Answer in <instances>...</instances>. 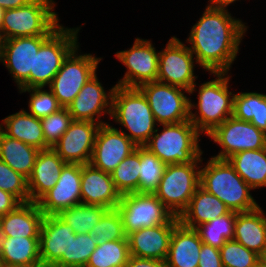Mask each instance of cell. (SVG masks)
Segmentation results:
<instances>
[{"mask_svg":"<svg viewBox=\"0 0 266 267\" xmlns=\"http://www.w3.org/2000/svg\"><path fill=\"white\" fill-rule=\"evenodd\" d=\"M246 30L227 9L207 6L186 41L192 45L188 48L199 66L210 73H228Z\"/></svg>","mask_w":266,"mask_h":267,"instance_id":"cell-1","label":"cell"},{"mask_svg":"<svg viewBox=\"0 0 266 267\" xmlns=\"http://www.w3.org/2000/svg\"><path fill=\"white\" fill-rule=\"evenodd\" d=\"M200 186L220 199L230 211L249 212L259 207L250 194L252 188L228 160L211 157L200 169Z\"/></svg>","mask_w":266,"mask_h":267,"instance_id":"cell-2","label":"cell"},{"mask_svg":"<svg viewBox=\"0 0 266 267\" xmlns=\"http://www.w3.org/2000/svg\"><path fill=\"white\" fill-rule=\"evenodd\" d=\"M110 117L130 132L122 131L138 147H143L156 131L150 105L138 88L115 85Z\"/></svg>","mask_w":266,"mask_h":267,"instance_id":"cell-3","label":"cell"},{"mask_svg":"<svg viewBox=\"0 0 266 267\" xmlns=\"http://www.w3.org/2000/svg\"><path fill=\"white\" fill-rule=\"evenodd\" d=\"M162 126L163 131L158 133L159 129H156L144 148L165 165L191 163L201 158L203 151L198 143L201 133L190 120Z\"/></svg>","mask_w":266,"mask_h":267,"instance_id":"cell-4","label":"cell"},{"mask_svg":"<svg viewBox=\"0 0 266 267\" xmlns=\"http://www.w3.org/2000/svg\"><path fill=\"white\" fill-rule=\"evenodd\" d=\"M217 78L201 84L198 91V104L195 106L190 100L189 120L196 129L208 135L227 118L233 115L234 96L228 90V73H212ZM227 76V77H226ZM198 109V113L192 109ZM197 115V116H196Z\"/></svg>","mask_w":266,"mask_h":267,"instance_id":"cell-5","label":"cell"},{"mask_svg":"<svg viewBox=\"0 0 266 267\" xmlns=\"http://www.w3.org/2000/svg\"><path fill=\"white\" fill-rule=\"evenodd\" d=\"M53 0H32L5 11L1 32L4 40L16 37L50 36L60 24Z\"/></svg>","mask_w":266,"mask_h":267,"instance_id":"cell-6","label":"cell"},{"mask_svg":"<svg viewBox=\"0 0 266 267\" xmlns=\"http://www.w3.org/2000/svg\"><path fill=\"white\" fill-rule=\"evenodd\" d=\"M201 158L191 163L169 164L165 166L163 175L154 195L179 217L188 207L190 199L200 186Z\"/></svg>","mask_w":266,"mask_h":267,"instance_id":"cell-7","label":"cell"},{"mask_svg":"<svg viewBox=\"0 0 266 267\" xmlns=\"http://www.w3.org/2000/svg\"><path fill=\"white\" fill-rule=\"evenodd\" d=\"M79 28L59 26L35 52L34 73L29 75V88L49 86L66 57L78 47Z\"/></svg>","mask_w":266,"mask_h":267,"instance_id":"cell-8","label":"cell"},{"mask_svg":"<svg viewBox=\"0 0 266 267\" xmlns=\"http://www.w3.org/2000/svg\"><path fill=\"white\" fill-rule=\"evenodd\" d=\"M120 213L125 234L166 224L174 215L153 193L121 195L116 207Z\"/></svg>","mask_w":266,"mask_h":267,"instance_id":"cell-9","label":"cell"},{"mask_svg":"<svg viewBox=\"0 0 266 267\" xmlns=\"http://www.w3.org/2000/svg\"><path fill=\"white\" fill-rule=\"evenodd\" d=\"M76 47L64 60L62 67L54 76L49 89L63 108L74 100L82 87L94 75L102 58L92 54L77 55Z\"/></svg>","mask_w":266,"mask_h":267,"instance_id":"cell-10","label":"cell"},{"mask_svg":"<svg viewBox=\"0 0 266 267\" xmlns=\"http://www.w3.org/2000/svg\"><path fill=\"white\" fill-rule=\"evenodd\" d=\"M138 89L146 97L153 116L160 125L189 120L190 99L184 93L190 92L186 89L159 81L144 83Z\"/></svg>","mask_w":266,"mask_h":267,"instance_id":"cell-11","label":"cell"},{"mask_svg":"<svg viewBox=\"0 0 266 267\" xmlns=\"http://www.w3.org/2000/svg\"><path fill=\"white\" fill-rule=\"evenodd\" d=\"M194 55L183 42L172 37L159 52L156 81L181 87L192 94L195 91Z\"/></svg>","mask_w":266,"mask_h":267,"instance_id":"cell-12","label":"cell"},{"mask_svg":"<svg viewBox=\"0 0 266 267\" xmlns=\"http://www.w3.org/2000/svg\"><path fill=\"white\" fill-rule=\"evenodd\" d=\"M221 146L213 158L227 160L233 154L244 150L266 148V134L254 124L229 117L207 135Z\"/></svg>","mask_w":266,"mask_h":267,"instance_id":"cell-13","label":"cell"},{"mask_svg":"<svg viewBox=\"0 0 266 267\" xmlns=\"http://www.w3.org/2000/svg\"><path fill=\"white\" fill-rule=\"evenodd\" d=\"M115 57L127 67L117 86L138 88L144 83L156 81L159 52H156L151 41L136 38L129 50L117 52Z\"/></svg>","mask_w":266,"mask_h":267,"instance_id":"cell-14","label":"cell"},{"mask_svg":"<svg viewBox=\"0 0 266 267\" xmlns=\"http://www.w3.org/2000/svg\"><path fill=\"white\" fill-rule=\"evenodd\" d=\"M73 228L58 215H44L39 234L42 267H68Z\"/></svg>","mask_w":266,"mask_h":267,"instance_id":"cell-15","label":"cell"},{"mask_svg":"<svg viewBox=\"0 0 266 267\" xmlns=\"http://www.w3.org/2000/svg\"><path fill=\"white\" fill-rule=\"evenodd\" d=\"M137 147L121 130L102 124L95 137L90 164L110 174Z\"/></svg>","mask_w":266,"mask_h":267,"instance_id":"cell-16","label":"cell"},{"mask_svg":"<svg viewBox=\"0 0 266 267\" xmlns=\"http://www.w3.org/2000/svg\"><path fill=\"white\" fill-rule=\"evenodd\" d=\"M49 36L16 37L4 40L1 62L7 67L19 89L29 88L34 73L35 52Z\"/></svg>","mask_w":266,"mask_h":267,"instance_id":"cell-17","label":"cell"},{"mask_svg":"<svg viewBox=\"0 0 266 267\" xmlns=\"http://www.w3.org/2000/svg\"><path fill=\"white\" fill-rule=\"evenodd\" d=\"M100 124L73 120L52 149L70 164H89Z\"/></svg>","mask_w":266,"mask_h":267,"instance_id":"cell-18","label":"cell"},{"mask_svg":"<svg viewBox=\"0 0 266 267\" xmlns=\"http://www.w3.org/2000/svg\"><path fill=\"white\" fill-rule=\"evenodd\" d=\"M81 168L82 164L64 166L54 187L37 201L44 215H58L81 203Z\"/></svg>","mask_w":266,"mask_h":267,"instance_id":"cell-19","label":"cell"},{"mask_svg":"<svg viewBox=\"0 0 266 267\" xmlns=\"http://www.w3.org/2000/svg\"><path fill=\"white\" fill-rule=\"evenodd\" d=\"M114 89L115 86L106 94L104 87L98 81L97 74L94 75L67 106L69 114L73 120L97 122L100 125L106 124V122L99 121V119L105 113L111 116Z\"/></svg>","mask_w":266,"mask_h":267,"instance_id":"cell-20","label":"cell"},{"mask_svg":"<svg viewBox=\"0 0 266 267\" xmlns=\"http://www.w3.org/2000/svg\"><path fill=\"white\" fill-rule=\"evenodd\" d=\"M179 223V218L174 216L166 224L131 232L127 235L130 255L165 262L173 229Z\"/></svg>","mask_w":266,"mask_h":267,"instance_id":"cell-21","label":"cell"},{"mask_svg":"<svg viewBox=\"0 0 266 267\" xmlns=\"http://www.w3.org/2000/svg\"><path fill=\"white\" fill-rule=\"evenodd\" d=\"M81 203L116 209L121 194L115 188L109 173L93 167L90 163L81 168Z\"/></svg>","mask_w":266,"mask_h":267,"instance_id":"cell-22","label":"cell"},{"mask_svg":"<svg viewBox=\"0 0 266 267\" xmlns=\"http://www.w3.org/2000/svg\"><path fill=\"white\" fill-rule=\"evenodd\" d=\"M66 164L52 148L39 151L28 178L30 202H37L54 187Z\"/></svg>","mask_w":266,"mask_h":267,"instance_id":"cell-23","label":"cell"},{"mask_svg":"<svg viewBox=\"0 0 266 267\" xmlns=\"http://www.w3.org/2000/svg\"><path fill=\"white\" fill-rule=\"evenodd\" d=\"M202 243L195 229L179 223L172 232L166 267H198Z\"/></svg>","mask_w":266,"mask_h":267,"instance_id":"cell-24","label":"cell"},{"mask_svg":"<svg viewBox=\"0 0 266 267\" xmlns=\"http://www.w3.org/2000/svg\"><path fill=\"white\" fill-rule=\"evenodd\" d=\"M234 240L262 256L266 249V217L260 206L249 212H236Z\"/></svg>","mask_w":266,"mask_h":267,"instance_id":"cell-25","label":"cell"},{"mask_svg":"<svg viewBox=\"0 0 266 267\" xmlns=\"http://www.w3.org/2000/svg\"><path fill=\"white\" fill-rule=\"evenodd\" d=\"M43 217L37 202L21 203L0 216V227L7 237H39Z\"/></svg>","mask_w":266,"mask_h":267,"instance_id":"cell-26","label":"cell"},{"mask_svg":"<svg viewBox=\"0 0 266 267\" xmlns=\"http://www.w3.org/2000/svg\"><path fill=\"white\" fill-rule=\"evenodd\" d=\"M230 209L216 196L199 186L188 207L178 217L179 222L188 228L195 229L219 216L228 214Z\"/></svg>","mask_w":266,"mask_h":267,"instance_id":"cell-27","label":"cell"},{"mask_svg":"<svg viewBox=\"0 0 266 267\" xmlns=\"http://www.w3.org/2000/svg\"><path fill=\"white\" fill-rule=\"evenodd\" d=\"M0 130L5 135L39 150L49 149L44 140L41 119L29 114L28 111L21 110L5 117L0 124Z\"/></svg>","mask_w":266,"mask_h":267,"instance_id":"cell-28","label":"cell"},{"mask_svg":"<svg viewBox=\"0 0 266 267\" xmlns=\"http://www.w3.org/2000/svg\"><path fill=\"white\" fill-rule=\"evenodd\" d=\"M39 149L5 135L0 130V159L27 179L31 176Z\"/></svg>","mask_w":266,"mask_h":267,"instance_id":"cell-29","label":"cell"},{"mask_svg":"<svg viewBox=\"0 0 266 267\" xmlns=\"http://www.w3.org/2000/svg\"><path fill=\"white\" fill-rule=\"evenodd\" d=\"M227 160L252 189L266 187V148L240 151Z\"/></svg>","mask_w":266,"mask_h":267,"instance_id":"cell-30","label":"cell"},{"mask_svg":"<svg viewBox=\"0 0 266 267\" xmlns=\"http://www.w3.org/2000/svg\"><path fill=\"white\" fill-rule=\"evenodd\" d=\"M0 263L42 267L39 237H7L0 254Z\"/></svg>","mask_w":266,"mask_h":267,"instance_id":"cell-31","label":"cell"},{"mask_svg":"<svg viewBox=\"0 0 266 267\" xmlns=\"http://www.w3.org/2000/svg\"><path fill=\"white\" fill-rule=\"evenodd\" d=\"M232 116L251 122L266 134V95L256 92L236 93Z\"/></svg>","mask_w":266,"mask_h":267,"instance_id":"cell-32","label":"cell"},{"mask_svg":"<svg viewBox=\"0 0 266 267\" xmlns=\"http://www.w3.org/2000/svg\"><path fill=\"white\" fill-rule=\"evenodd\" d=\"M108 210L103 206L80 203L62 210L58 216L73 228L75 234L91 233Z\"/></svg>","mask_w":266,"mask_h":267,"instance_id":"cell-33","label":"cell"},{"mask_svg":"<svg viewBox=\"0 0 266 267\" xmlns=\"http://www.w3.org/2000/svg\"><path fill=\"white\" fill-rule=\"evenodd\" d=\"M130 257L128 239L98 244L85 267H125Z\"/></svg>","mask_w":266,"mask_h":267,"instance_id":"cell-34","label":"cell"},{"mask_svg":"<svg viewBox=\"0 0 266 267\" xmlns=\"http://www.w3.org/2000/svg\"><path fill=\"white\" fill-rule=\"evenodd\" d=\"M236 212L219 216L207 223H202L195 230L198 232L201 241L212 247L220 249L227 240L234 239V224Z\"/></svg>","mask_w":266,"mask_h":267,"instance_id":"cell-35","label":"cell"},{"mask_svg":"<svg viewBox=\"0 0 266 267\" xmlns=\"http://www.w3.org/2000/svg\"><path fill=\"white\" fill-rule=\"evenodd\" d=\"M140 147L127 156L110 173L115 188L121 194L139 193Z\"/></svg>","mask_w":266,"mask_h":267,"instance_id":"cell-36","label":"cell"},{"mask_svg":"<svg viewBox=\"0 0 266 267\" xmlns=\"http://www.w3.org/2000/svg\"><path fill=\"white\" fill-rule=\"evenodd\" d=\"M165 166L156 155L146 148L140 147L139 193H154Z\"/></svg>","mask_w":266,"mask_h":267,"instance_id":"cell-37","label":"cell"},{"mask_svg":"<svg viewBox=\"0 0 266 267\" xmlns=\"http://www.w3.org/2000/svg\"><path fill=\"white\" fill-rule=\"evenodd\" d=\"M90 234L97 244L127 239L122 219L117 209H109L93 227Z\"/></svg>","mask_w":266,"mask_h":267,"instance_id":"cell-38","label":"cell"},{"mask_svg":"<svg viewBox=\"0 0 266 267\" xmlns=\"http://www.w3.org/2000/svg\"><path fill=\"white\" fill-rule=\"evenodd\" d=\"M223 267H249L260 261V256L236 240H227L220 248Z\"/></svg>","mask_w":266,"mask_h":267,"instance_id":"cell-39","label":"cell"},{"mask_svg":"<svg viewBox=\"0 0 266 267\" xmlns=\"http://www.w3.org/2000/svg\"><path fill=\"white\" fill-rule=\"evenodd\" d=\"M44 87H32L19 89L20 93L30 92L29 111L36 118H43L50 114L58 112L63 107L59 104L53 92L49 89L43 90Z\"/></svg>","mask_w":266,"mask_h":267,"instance_id":"cell-40","label":"cell"},{"mask_svg":"<svg viewBox=\"0 0 266 267\" xmlns=\"http://www.w3.org/2000/svg\"><path fill=\"white\" fill-rule=\"evenodd\" d=\"M0 189L14 195L21 203L30 202L28 179L0 159Z\"/></svg>","mask_w":266,"mask_h":267,"instance_id":"cell-41","label":"cell"},{"mask_svg":"<svg viewBox=\"0 0 266 267\" xmlns=\"http://www.w3.org/2000/svg\"><path fill=\"white\" fill-rule=\"evenodd\" d=\"M73 121L67 108H62L58 112L41 118L44 140L49 148H52L69 128Z\"/></svg>","mask_w":266,"mask_h":267,"instance_id":"cell-42","label":"cell"},{"mask_svg":"<svg viewBox=\"0 0 266 267\" xmlns=\"http://www.w3.org/2000/svg\"><path fill=\"white\" fill-rule=\"evenodd\" d=\"M97 245L90 233L72 235L68 267H85Z\"/></svg>","mask_w":266,"mask_h":267,"instance_id":"cell-43","label":"cell"},{"mask_svg":"<svg viewBox=\"0 0 266 267\" xmlns=\"http://www.w3.org/2000/svg\"><path fill=\"white\" fill-rule=\"evenodd\" d=\"M198 267H223L220 249L202 243Z\"/></svg>","mask_w":266,"mask_h":267,"instance_id":"cell-44","label":"cell"},{"mask_svg":"<svg viewBox=\"0 0 266 267\" xmlns=\"http://www.w3.org/2000/svg\"><path fill=\"white\" fill-rule=\"evenodd\" d=\"M21 202L12 194L0 189V216L15 210Z\"/></svg>","mask_w":266,"mask_h":267,"instance_id":"cell-45","label":"cell"},{"mask_svg":"<svg viewBox=\"0 0 266 267\" xmlns=\"http://www.w3.org/2000/svg\"><path fill=\"white\" fill-rule=\"evenodd\" d=\"M125 267H166V263L161 260L139 258L130 255Z\"/></svg>","mask_w":266,"mask_h":267,"instance_id":"cell-46","label":"cell"},{"mask_svg":"<svg viewBox=\"0 0 266 267\" xmlns=\"http://www.w3.org/2000/svg\"><path fill=\"white\" fill-rule=\"evenodd\" d=\"M32 0H0V7L4 10L15 9L28 4Z\"/></svg>","mask_w":266,"mask_h":267,"instance_id":"cell-47","label":"cell"},{"mask_svg":"<svg viewBox=\"0 0 266 267\" xmlns=\"http://www.w3.org/2000/svg\"><path fill=\"white\" fill-rule=\"evenodd\" d=\"M209 1L210 4L208 6L226 10V7L229 4L235 2L236 0H209Z\"/></svg>","mask_w":266,"mask_h":267,"instance_id":"cell-48","label":"cell"},{"mask_svg":"<svg viewBox=\"0 0 266 267\" xmlns=\"http://www.w3.org/2000/svg\"><path fill=\"white\" fill-rule=\"evenodd\" d=\"M6 239H7V236L4 233V231L2 230V228L0 227V254L3 250V246H4Z\"/></svg>","mask_w":266,"mask_h":267,"instance_id":"cell-49","label":"cell"},{"mask_svg":"<svg viewBox=\"0 0 266 267\" xmlns=\"http://www.w3.org/2000/svg\"><path fill=\"white\" fill-rule=\"evenodd\" d=\"M3 46H4V38H3L2 32L0 31V61L3 56Z\"/></svg>","mask_w":266,"mask_h":267,"instance_id":"cell-50","label":"cell"},{"mask_svg":"<svg viewBox=\"0 0 266 267\" xmlns=\"http://www.w3.org/2000/svg\"><path fill=\"white\" fill-rule=\"evenodd\" d=\"M5 11L2 7H0V30H1V27H2V22H3V17H4V14H5Z\"/></svg>","mask_w":266,"mask_h":267,"instance_id":"cell-51","label":"cell"},{"mask_svg":"<svg viewBox=\"0 0 266 267\" xmlns=\"http://www.w3.org/2000/svg\"><path fill=\"white\" fill-rule=\"evenodd\" d=\"M260 260L262 262L263 267H266V249L264 253L262 254V256L260 257Z\"/></svg>","mask_w":266,"mask_h":267,"instance_id":"cell-52","label":"cell"},{"mask_svg":"<svg viewBox=\"0 0 266 267\" xmlns=\"http://www.w3.org/2000/svg\"><path fill=\"white\" fill-rule=\"evenodd\" d=\"M0 267H27V266H23V265H10V264L0 263Z\"/></svg>","mask_w":266,"mask_h":267,"instance_id":"cell-53","label":"cell"},{"mask_svg":"<svg viewBox=\"0 0 266 267\" xmlns=\"http://www.w3.org/2000/svg\"><path fill=\"white\" fill-rule=\"evenodd\" d=\"M249 267H263L261 260L256 264Z\"/></svg>","mask_w":266,"mask_h":267,"instance_id":"cell-54","label":"cell"}]
</instances>
